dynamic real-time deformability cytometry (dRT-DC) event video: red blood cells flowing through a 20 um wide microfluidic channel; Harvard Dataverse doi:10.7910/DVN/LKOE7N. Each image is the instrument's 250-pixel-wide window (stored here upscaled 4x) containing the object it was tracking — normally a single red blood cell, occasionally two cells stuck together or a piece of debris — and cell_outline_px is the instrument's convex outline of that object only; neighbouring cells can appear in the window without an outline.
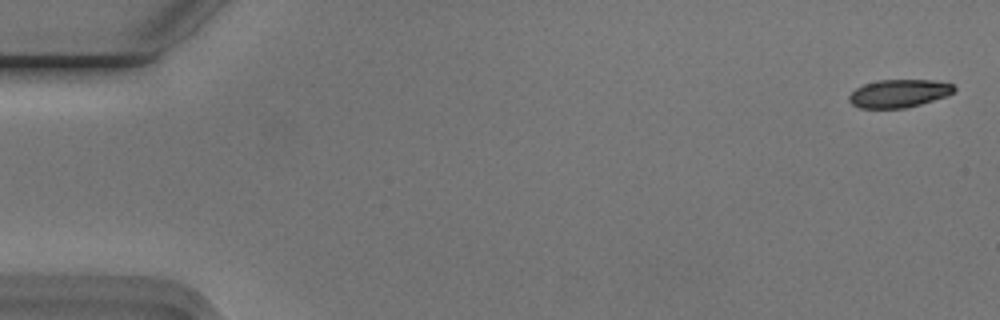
{"species": "Egyptian fruit bat (a non-hibernating species)", "species_latin": "Rousettus aegyptiacus", "temperature_condition": "cold", "stored_images_in_passage": 5, "camera_frame_rate_fps": 3000, "um_per_image_px": 0.085, "animal": {"sex": "male"}, "frame": {"image": 1, "passage_image": 1, "time_ms": 0.0, "image_size_px": [1000, 320], "cell_outline_px": [[956, 88], [948, 96], [920, 104], [904, 108], [860, 108], [852, 104], [848, 100], [848, 96], [856, 88], [864, 84], [876, 80], [936, 80], [952, 84]], "centroid_in_image_um": [76.4, 7.93], "position_along_channel_um": 8.6, "area_um2": 17.17}}